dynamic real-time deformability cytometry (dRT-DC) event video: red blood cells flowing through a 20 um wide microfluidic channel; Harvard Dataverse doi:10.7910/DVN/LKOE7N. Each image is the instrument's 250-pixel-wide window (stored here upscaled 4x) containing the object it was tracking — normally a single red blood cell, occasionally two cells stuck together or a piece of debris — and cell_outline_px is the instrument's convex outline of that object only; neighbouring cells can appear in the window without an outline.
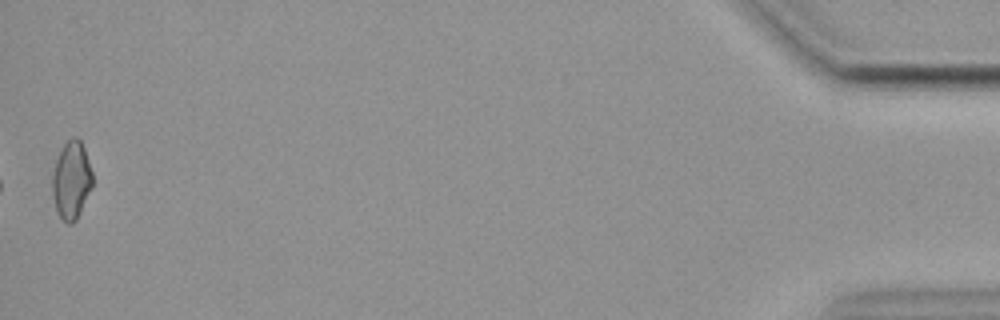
{"species": "common noctule bat (a hibernating species)", "species_latin": "Nyctalus noctula", "temperature_condition": "cold", "stored_images_in_passage": 55, "camera_frame_rate_fps": 3000, "um_per_image_px": 0.085, "animal": {"sex": "female", "body_mass_g": 19.9}, "frame": {"image": 1, "passage_image": 55, "time_ms": 18.0, "image_size_px": [1000, 320], "cell_outline_px": [[92, 188], [76, 220], [72, 224], [68, 224], [60, 216], [56, 208], [52, 192], [52, 176], [56, 160], [64, 144], [72, 136], [76, 136], [80, 140], [84, 148], [92, 172]], "centroid_in_image_um": [6.08, 15.31], "position_along_channel_um": 429.1, "area_um2": 18.03}}